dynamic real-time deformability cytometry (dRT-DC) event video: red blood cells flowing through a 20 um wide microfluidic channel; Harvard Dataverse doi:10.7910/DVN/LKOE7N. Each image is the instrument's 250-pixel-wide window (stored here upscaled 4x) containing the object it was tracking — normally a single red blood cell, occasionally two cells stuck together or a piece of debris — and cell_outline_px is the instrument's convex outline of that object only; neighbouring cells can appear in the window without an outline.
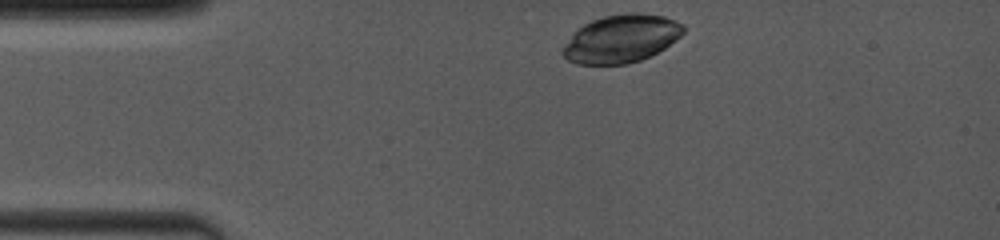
{"species": "common noctule bat (a hibernating species)", "species_latin": "Nyctalus noctula", "temperature_condition": "room temperature", "stored_images_in_passage": 8, "camera_frame_rate_fps": 4000, "um_per_image_px": 0.085, "animal": {"sex": "female", "body_mass_g": 19.0, "forearm_length_mm": 53.3}, "frame": {"image": 1, "passage_image": 1, "time_ms": 0.0, "image_size_px": [1000, 240], "cell_outline_px": [[684, 32], [676, 40], [664, 48], [640, 60], [628, 64], [576, 64], [568, 60], [560, 52], [572, 32], [584, 24], [592, 20], [604, 16], [632, 12], [636, 12], [664, 16], [684, 24]], "centroid_in_image_um": [52.79, 3.28], "position_along_channel_um": 32.2, "area_um2": 33.7}}